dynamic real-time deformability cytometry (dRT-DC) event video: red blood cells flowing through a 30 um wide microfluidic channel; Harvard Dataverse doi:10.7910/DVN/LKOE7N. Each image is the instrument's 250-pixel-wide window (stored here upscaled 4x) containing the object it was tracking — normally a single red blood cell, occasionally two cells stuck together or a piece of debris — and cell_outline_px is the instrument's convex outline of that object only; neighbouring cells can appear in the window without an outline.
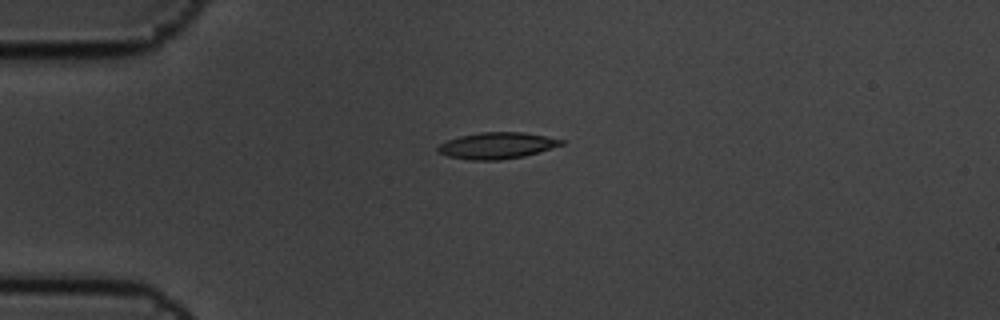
{"species": "common noctule bat (a hibernating species)", "species_latin": "Nyctalus noctula", "temperature_condition": "cold", "stored_images_in_passage": 6, "camera_frame_rate_fps": 3000, "um_per_image_px": 0.085, "animal": {"sex": "male", "body_mass_g": 19.5, "forearm_length_mm": 54.6}, "frame": {"image": 1, "passage_image": 6, "time_ms": 1.667, "image_size_px": [1000, 320], "cell_outline_px": [[564, 144], [540, 152], [524, 156], [500, 160], [472, 160], [448, 156], [440, 152], [436, 148], [440, 144], [448, 140], [460, 136], [480, 132], [524, 132], [564, 140]], "centroid_in_image_um": [42.26, 12.37], "position_along_channel_um": 42.7, "area_um2": 18.84}}